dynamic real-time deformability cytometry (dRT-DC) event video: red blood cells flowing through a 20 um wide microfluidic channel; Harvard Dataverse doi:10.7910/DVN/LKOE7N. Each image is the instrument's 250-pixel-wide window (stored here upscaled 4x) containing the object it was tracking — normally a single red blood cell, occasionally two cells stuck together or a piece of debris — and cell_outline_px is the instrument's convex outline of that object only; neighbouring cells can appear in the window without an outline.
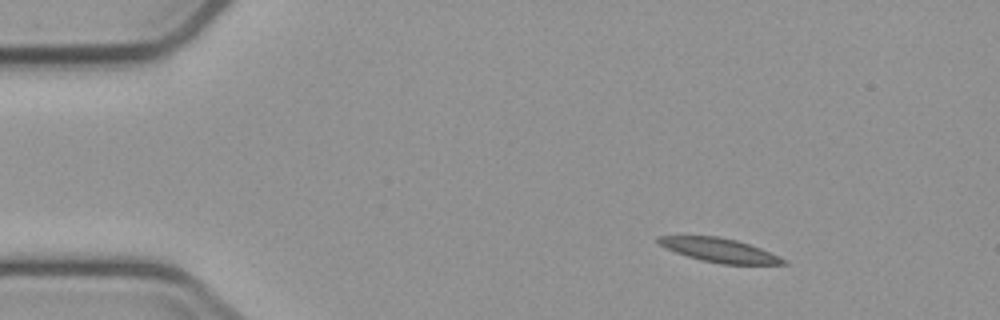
{"species": "common noctule bat (a hibernating species)", "species_latin": "Nyctalus noctula", "temperature_condition": "cold", "stored_images_in_passage": 7, "camera_frame_rate_fps": 3000, "um_per_image_px": 0.085, "animal": {"sex": "male", "body_mass_g": 23.1, "forearm_length_mm": 52.7}, "frame": {"image": 1, "passage_image": 1, "time_ms": 0.0, "image_size_px": [1000, 320], "cell_outline_px": [[788, 264], [720, 264], [700, 260], [664, 248], [656, 240], [656, 236], [720, 236], [736, 240], [760, 248], [780, 256], [788, 260]], "centroid_in_image_um": [61.16, 21.27], "position_along_channel_um": 23.8, "area_um2": 17.46}}
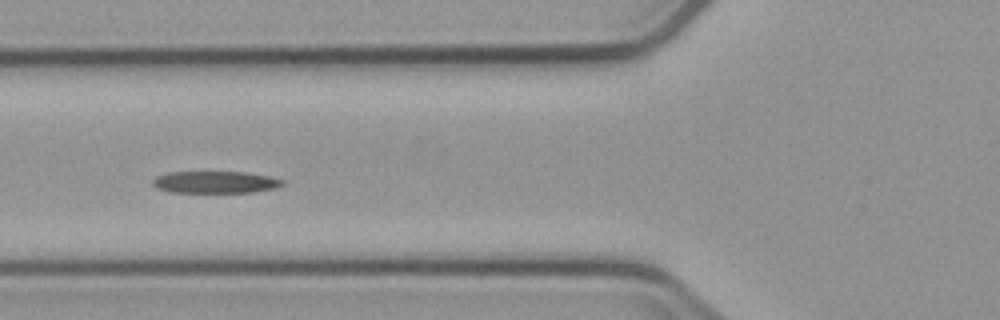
{"frame": {"image": 2, "passage_image": 5, "time_ms": 4.333, "image_size_px": [1000, 320], "cell_outline_px": [[284, 184], [276, 188], [252, 192], [172, 192], [156, 188], [152, 184], [152, 180], [156, 176], [168, 172], [244, 172], [272, 176], [284, 180]], "centroid_in_image_um": [18.31, 15.48], "position_along_channel_um": 107.5, "area_um2": 16.7}}
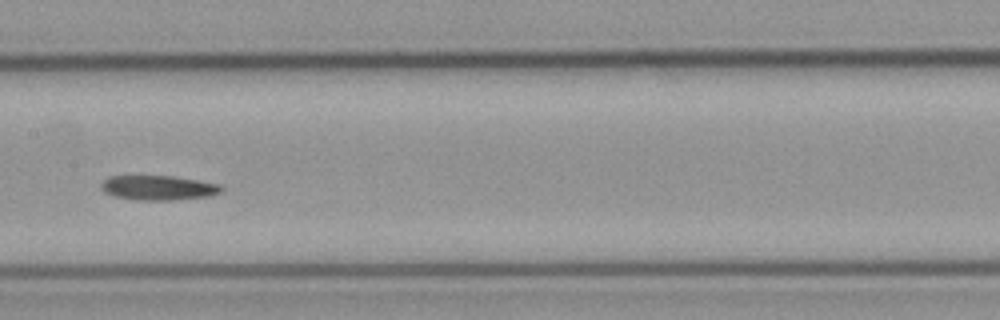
{"frame": {"image": 3, "passage_image": 7, "time_ms": 6.667, "image_size_px": [1000, 320], "cell_outline_px": [[224, 188], [220, 192], [212, 196], [172, 200], [136, 200], [116, 196], [104, 192], [100, 188], [100, 184], [108, 176], [176, 176], [220, 184]], "centroid_in_image_um": [13.48, 15.96], "position_along_channel_um": 193.9, "area_um2": 17.4}}